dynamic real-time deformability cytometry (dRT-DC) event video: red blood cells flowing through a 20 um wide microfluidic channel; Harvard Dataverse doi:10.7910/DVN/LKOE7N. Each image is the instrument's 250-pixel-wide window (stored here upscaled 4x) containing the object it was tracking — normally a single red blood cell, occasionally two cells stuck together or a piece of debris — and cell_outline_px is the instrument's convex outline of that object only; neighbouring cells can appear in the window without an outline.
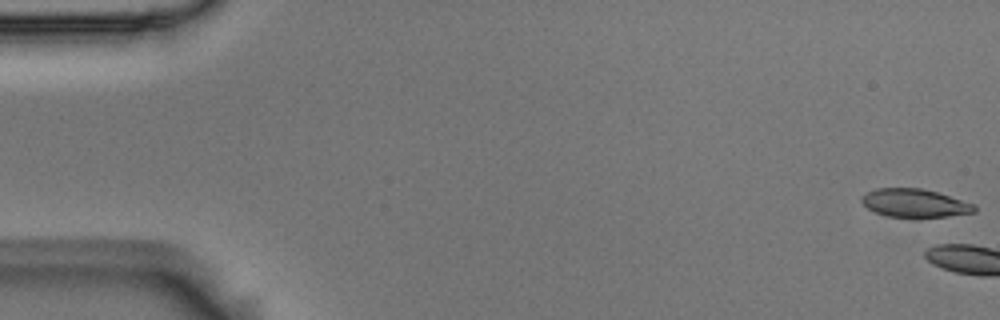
{"species": "Egyptian fruit bat (a non-hibernating species)", "species_latin": "Rousettus aegyptiacus", "temperature_condition": "room temperature", "stored_images_in_passage": 4, "camera_frame_rate_fps": 3000, "um_per_image_px": 0.085, "animal": {"sex": "male"}, "frame": {"image": 1, "passage_image": 1, "time_ms": 0.0, "image_size_px": [1000, 320], "cell_outline_px": [[976, 212], [948, 216], [888, 216], [876, 212], [868, 208], [860, 200], [860, 196], [876, 188], [920, 188], [936, 192], [976, 204]], "centroid_in_image_um": [77.75, 17.24], "position_along_channel_um": 7.2, "area_um2": 18.26}}